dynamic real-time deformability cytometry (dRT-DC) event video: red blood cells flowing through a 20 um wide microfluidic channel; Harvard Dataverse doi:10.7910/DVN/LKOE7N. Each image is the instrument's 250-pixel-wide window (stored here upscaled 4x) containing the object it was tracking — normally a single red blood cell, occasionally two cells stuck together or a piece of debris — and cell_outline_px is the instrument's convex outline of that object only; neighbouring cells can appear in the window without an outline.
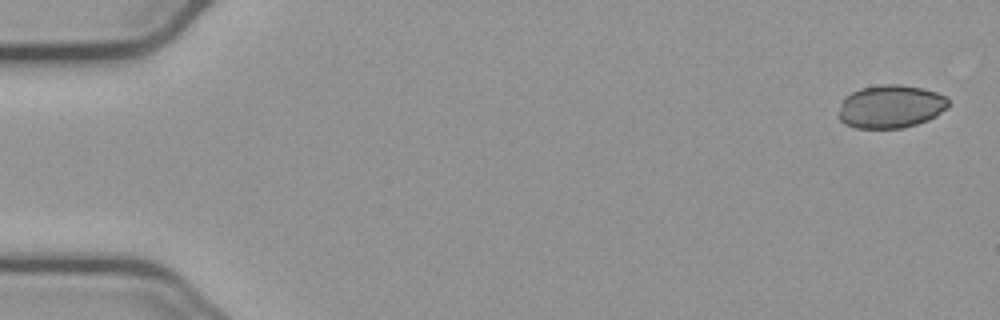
{"species": "common noctule bat (a hibernating species)", "species_latin": "Nyctalus noctula", "temperature_condition": "cold", "stored_images_in_passage": 21, "camera_frame_rate_fps": 3000, "um_per_image_px": 0.085, "animal": {"sex": "male", "body_mass_g": 23.1, "forearm_length_mm": 52.7}, "frame": {"image": 1, "passage_image": 1, "time_ms": 0.0, "image_size_px": [1000, 320], "cell_outline_px": [[948, 108], [936, 116], [928, 120], [916, 124], [900, 128], [856, 128], [844, 124], [836, 116], [840, 104], [844, 96], [860, 88], [880, 84], [900, 84], [924, 88], [948, 96]], "centroid_in_image_um": [75.69, 9.05], "position_along_channel_um": 9.3, "area_um2": 28.09}}